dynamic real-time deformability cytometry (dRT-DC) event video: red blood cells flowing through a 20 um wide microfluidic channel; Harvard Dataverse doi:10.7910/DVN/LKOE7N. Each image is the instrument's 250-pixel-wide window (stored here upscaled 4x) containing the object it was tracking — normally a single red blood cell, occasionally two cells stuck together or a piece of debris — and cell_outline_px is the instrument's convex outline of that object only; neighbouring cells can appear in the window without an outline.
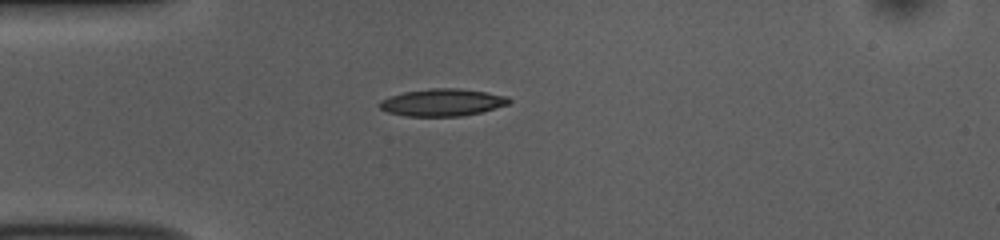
{"species": "common noctule bat (a hibernating species)", "species_latin": "Nyctalus noctula", "temperature_condition": "room temperature", "stored_images_in_passage": 39, "camera_frame_rate_fps": 3000, "um_per_image_px": 0.085, "animal": {"sex": "female", "body_mass_g": 10.0, "forearm_length_mm": 53.1}, "frame": {"image": 1, "passage_image": 1, "time_ms": 0.0, "image_size_px": [1000, 240], "cell_outline_px": [[512, 100], [508, 104], [480, 112], [464, 116], [404, 116], [388, 112], [380, 108], [376, 104], [380, 100], [388, 96], [404, 92], [432, 88], [460, 88], [508, 96]], "centroid_in_image_um": [37.56, 8.7], "position_along_channel_um": 47.4, "area_um2": 20.63}}
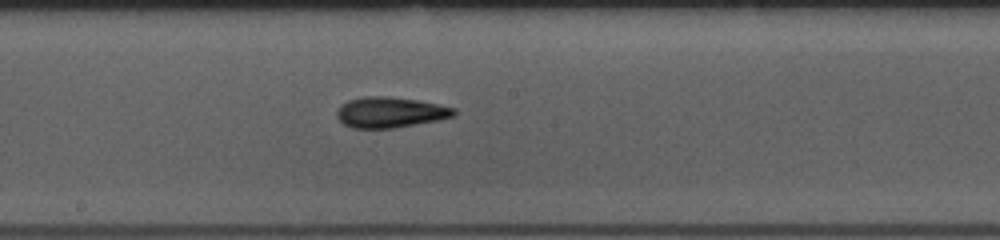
{"frame": {"image": 2, "passage_image": 15, "time_ms": 4.667, "image_size_px": [1000, 240], "cell_outline_px": [[456, 116], [440, 120], [392, 128], [352, 128], [344, 124], [336, 116], [336, 112], [340, 104], [348, 100], [364, 96], [388, 96], [416, 100], [456, 108]], "centroid_in_image_um": [33.16, 9.54], "position_along_channel_um": 215.0, "area_um2": 20.98}}
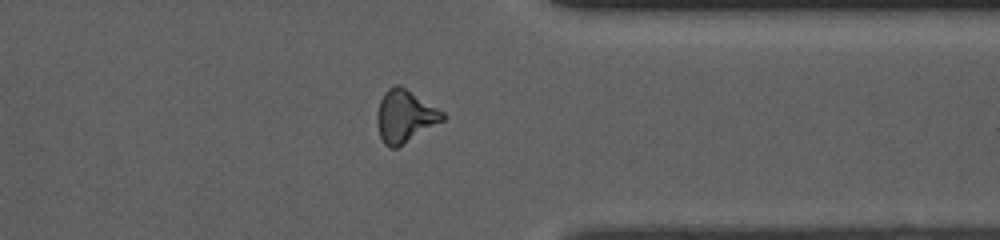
{"frame": {"image": 3, "passage_image": 28, "time_ms": 9.0, "image_size_px": [1000, 240], "cell_outline_px": [[448, 116], [444, 120], [396, 148], [388, 148], [384, 144], [380, 136], [376, 120], [376, 112], [380, 100], [384, 92], [392, 84], [400, 84], [444, 112]], "centroid_in_image_um": [34.4, 9.86], "position_along_channel_um": 377.0, "area_um2": 20.17}, "authors_computed_cell_mechanics": {"area_um2": 19.7676, "velocity_mm_per_s": 3.8768, "shape_relaxation_time_tau1_ms": 4.3993, "shape_relaxation_time_tau2_ms": 4.1432, "deformation_change_tau1": 0.1472, "deformation_change_tau2": 0.1417}}